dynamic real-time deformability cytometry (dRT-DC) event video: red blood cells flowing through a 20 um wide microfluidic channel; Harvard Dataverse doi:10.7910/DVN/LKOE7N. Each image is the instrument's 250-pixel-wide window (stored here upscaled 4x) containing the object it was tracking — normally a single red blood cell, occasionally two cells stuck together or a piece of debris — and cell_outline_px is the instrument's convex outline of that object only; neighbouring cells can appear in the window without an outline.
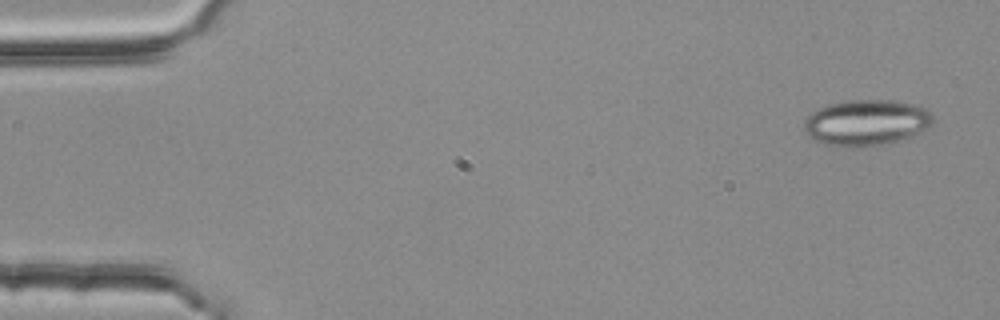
{"species": "common noctule bat (a hibernating species)", "species_latin": "Nyctalus noctula", "temperature_condition": "room temperature", "stored_images_in_passage": 4, "camera_frame_rate_fps": 3000, "um_per_image_px": 0.085, "animal": {"sex": "female", "body_mass_g": 25.1}, "frame": {"image": 1, "passage_image": 1, "time_ms": 0.0, "image_size_px": [1000, 320], "cell_outline_px": [[936, 120], [932, 124], [916, 132], [896, 140], [880, 144], [852, 148], [836, 148], [824, 144], [816, 140], [804, 132], [804, 120], [812, 112], [828, 104], [852, 100], [896, 100], [912, 104], [924, 108]], "centroid_in_image_um": [73.56, 10.42], "position_along_channel_um": 11.4, "area_um2": 34.16}}
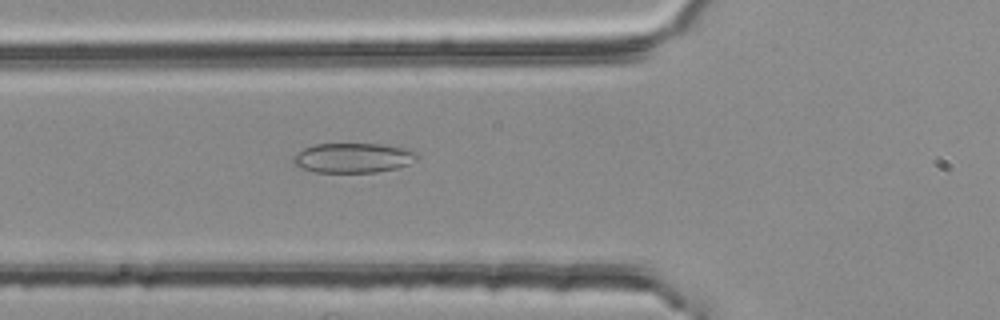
{"frame": {"image": 2, "passage_image": 4, "time_ms": 1.0, "image_size_px": [1000, 320], "cell_outline_px": [[420, 156], [416, 160], [408, 164], [396, 168], [376, 172], [316, 172], [304, 168], [296, 164], [292, 160], [292, 156], [296, 152], [312, 144], [380, 144], [404, 148], [416, 152]], "centroid_in_image_um": [30.01, 13.41], "position_along_channel_um": 95.8, "area_um2": 21.39}}